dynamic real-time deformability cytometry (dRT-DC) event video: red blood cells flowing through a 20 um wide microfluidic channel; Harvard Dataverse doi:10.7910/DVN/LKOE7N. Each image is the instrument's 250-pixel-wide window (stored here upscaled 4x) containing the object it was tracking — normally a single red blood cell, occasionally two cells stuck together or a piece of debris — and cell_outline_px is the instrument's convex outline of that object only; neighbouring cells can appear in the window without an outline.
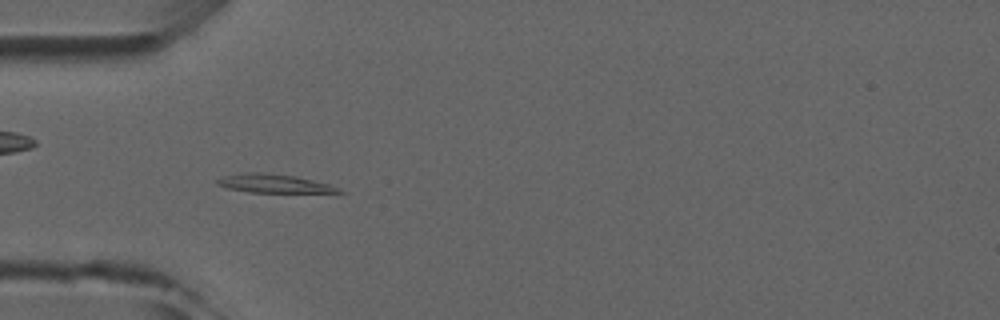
{"species": "common noctule bat (a hibernating species)", "species_latin": "Nyctalus noctula", "temperature_condition": "room temperature", "stored_images_in_passage": 7, "camera_frame_rate_fps": 3000, "um_per_image_px": 0.085, "animal": {"sex": "male", "forearm_length_mm": 52.5}, "frame": {"image": 1, "passage_image": 6, "time_ms": 5.667, "image_size_px": [1000, 320], "cell_outline_px": [[348, 192], [248, 192], [228, 188], [216, 184], [216, 180], [224, 176], [252, 172], [264, 172], [296, 176], [328, 184], [340, 188]], "centroid_in_image_um": [23.29, 15.59], "position_along_channel_um": 61.7, "area_um2": 12.95}}
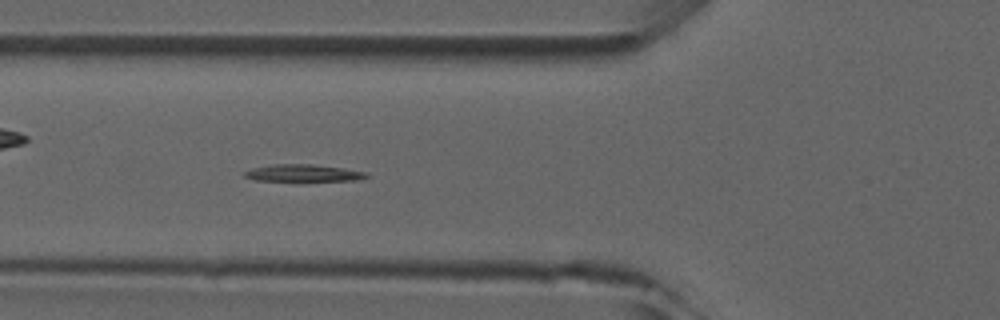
{"frame": {"image": 2, "passage_image": 7, "time_ms": 6.667, "image_size_px": [1000, 320], "cell_outline_px": [[372, 176], [360, 180], [252, 180], [244, 176], [244, 172], [252, 168], [272, 164], [312, 164], [344, 168], [368, 172]], "centroid_in_image_um": [25.83, 14.7], "position_along_channel_um": 100.0, "area_um2": 12.08}}